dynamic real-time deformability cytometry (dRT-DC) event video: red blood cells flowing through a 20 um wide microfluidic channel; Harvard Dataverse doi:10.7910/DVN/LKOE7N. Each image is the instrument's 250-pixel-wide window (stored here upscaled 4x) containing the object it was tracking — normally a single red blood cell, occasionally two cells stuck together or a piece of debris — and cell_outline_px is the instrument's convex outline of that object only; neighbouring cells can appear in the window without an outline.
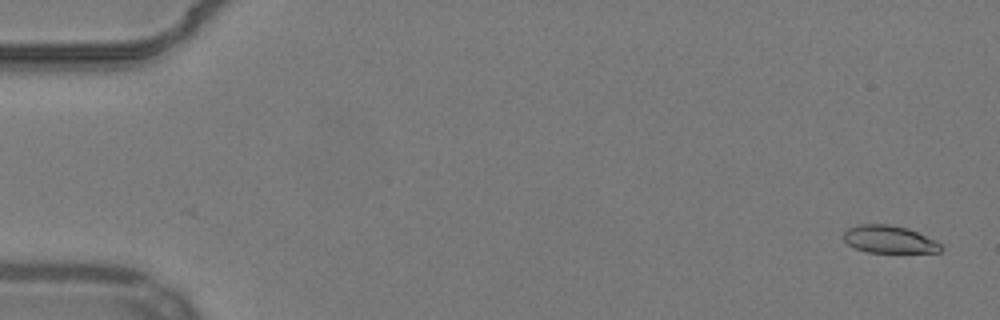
{"species": "common noctule bat (a hibernating species)", "species_latin": "Nyctalus noctula", "temperature_condition": "warm", "stored_images_in_passage": 55, "camera_frame_rate_fps": 3000, "um_per_image_px": 0.085, "animal": {"sex": "male", "body_mass_g": 19.2, "forearm_length_mm": 51.8}, "frame": {"image": 1, "passage_image": 2, "time_ms": 0.333, "image_size_px": [1000, 320], "cell_outline_px": [[944, 248], [940, 252], [868, 252], [856, 248], [848, 244], [844, 240], [844, 232], [848, 228], [860, 224], [888, 224], [908, 228], [936, 240]], "centroid_in_image_um": [75.6, 20.34], "position_along_channel_um": 9.4, "area_um2": 15.55}}
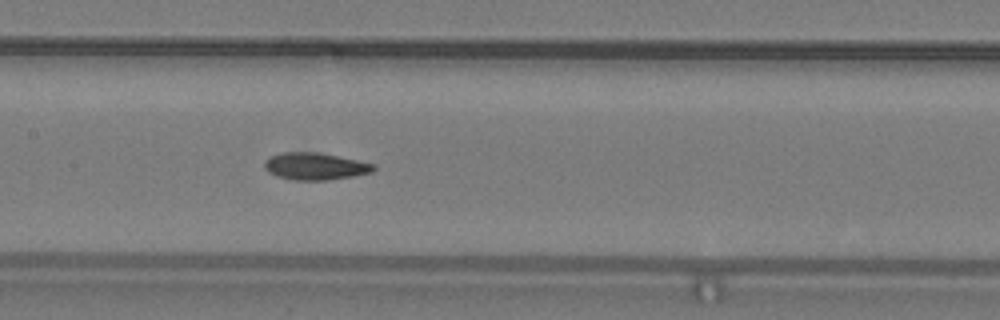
{"frame": {"image": 2, "passage_image": 27, "time_ms": 8.667, "image_size_px": [1000, 320], "cell_outline_px": [[376, 168], [372, 172], [352, 176], [328, 180], [296, 180], [276, 176], [268, 172], [264, 168], [264, 160], [268, 156], [284, 152], [316, 152], [376, 164]], "centroid_in_image_um": [26.75, 14.13], "position_along_channel_um": 180.7, "area_um2": 17.22}}
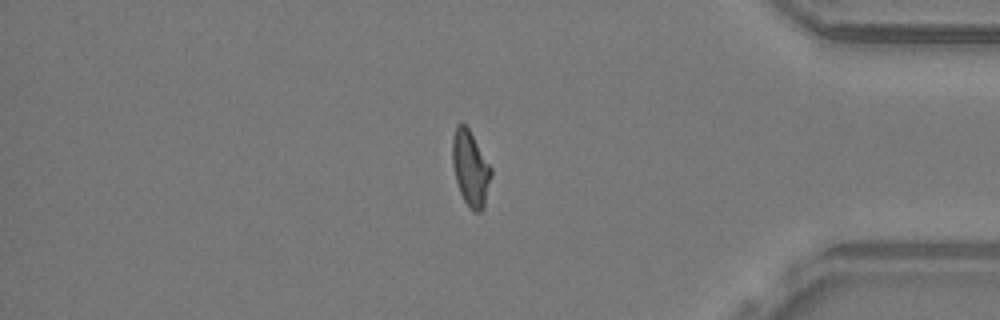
{"frame": {"image": 3, "passage_image": 46, "time_ms": 15.0, "image_size_px": [1000, 320], "cell_outline_px": [[492, 176], [484, 208], [480, 212], [472, 212], [464, 200], [460, 192], [456, 180], [452, 164], [452, 136], [456, 124], [464, 124], [468, 128], [492, 168]], "centroid_in_image_um": [39.99, 14.33], "position_along_channel_um": 395.2, "area_um2": 17.11}, "authors_computed_cell_mechanics": {"area_um2": 16.762, "velocity_mm_per_s": 3.8461, "shape_relaxation_time_tau1_ms": null, "shape_relaxation_time_tau2_ms": 5.2534, "deformation_change_tau1": null, "deformation_change_tau2": 0.1364}}